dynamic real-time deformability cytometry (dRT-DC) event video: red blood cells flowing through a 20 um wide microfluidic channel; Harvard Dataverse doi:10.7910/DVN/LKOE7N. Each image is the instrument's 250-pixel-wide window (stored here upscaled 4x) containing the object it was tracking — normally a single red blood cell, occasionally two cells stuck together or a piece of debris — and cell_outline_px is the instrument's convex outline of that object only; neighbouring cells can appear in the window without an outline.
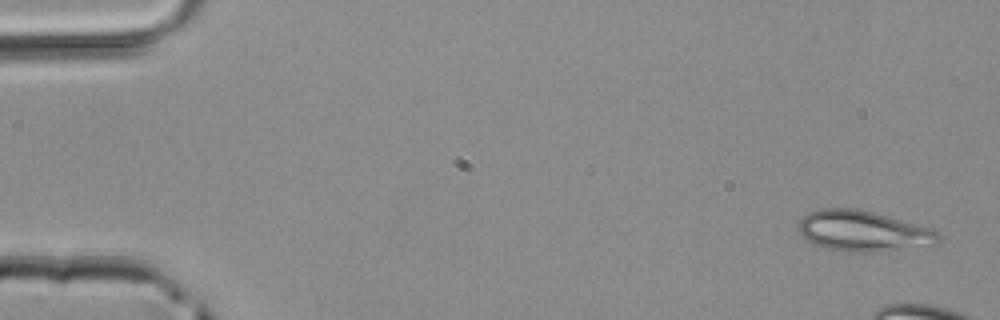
{"species": "common noctule bat (a hibernating species)", "species_latin": "Nyctalus noctula", "temperature_condition": "room temperature", "stored_images_in_passage": 4, "camera_frame_rate_fps": 3000, "um_per_image_px": 0.085, "animal": {"sex": "male", "body_mass_g": 20.4}, "frame": {"image": 1, "passage_image": 1, "time_ms": 0.0, "image_size_px": [1000, 320], "cell_outline_px": [[940, 240], [936, 244], [880, 252], [840, 252], [824, 248], [812, 244], [804, 240], [796, 228], [796, 224], [808, 212], [820, 208], [856, 208], [888, 216], [932, 228], [940, 232]], "centroid_in_image_um": [73.31, 19.65], "position_along_channel_um": 11.7, "area_um2": 33.81}}